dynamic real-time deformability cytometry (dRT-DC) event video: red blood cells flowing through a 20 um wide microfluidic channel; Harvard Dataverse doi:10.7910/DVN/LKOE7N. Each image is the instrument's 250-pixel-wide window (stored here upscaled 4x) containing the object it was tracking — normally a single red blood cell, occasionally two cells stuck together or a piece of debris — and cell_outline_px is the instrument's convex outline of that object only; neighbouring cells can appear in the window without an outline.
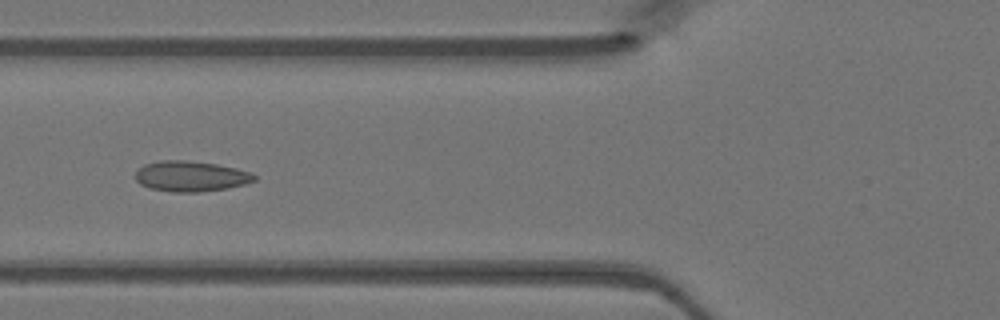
{"species": "Egyptian fruit bat (a non-hibernating species)", "species_latin": "Rousettus aegyptiacus", "temperature_condition": "warm", "stored_images_in_passage": 47, "camera_frame_rate_fps": 3000, "um_per_image_px": 0.085, "animal": {"sex": "female"}, "frame": {"image": 1, "passage_image": 18, "time_ms": 5.667, "image_size_px": [1000, 320], "cell_outline_px": [[256, 180], [244, 184], [228, 188], [196, 192], [172, 192], [148, 188], [140, 184], [136, 180], [136, 172], [144, 164], [160, 160], [184, 160], [216, 164], [236, 168], [252, 172], [256, 176]], "centroid_in_image_um": [16.22, 14.98], "position_along_channel_um": 109.6, "area_um2": 21.15}}
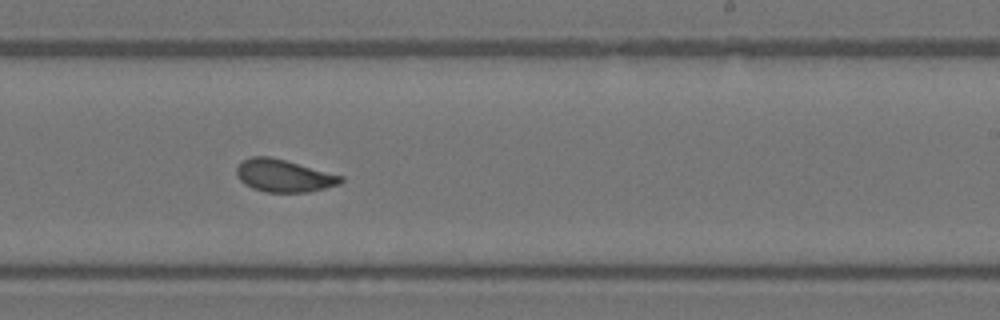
{"frame": {"image": 2, "passage_image": 29, "time_ms": 9.333, "image_size_px": [1000, 320], "cell_outline_px": [[344, 180], [340, 184], [308, 192], [268, 192], [252, 188], [244, 184], [236, 176], [236, 168], [240, 160], [252, 156], [268, 156], [284, 160], [344, 176]], "centroid_in_image_um": [24.09, 14.93], "position_along_channel_um": 264.9, "area_um2": 19.77}}
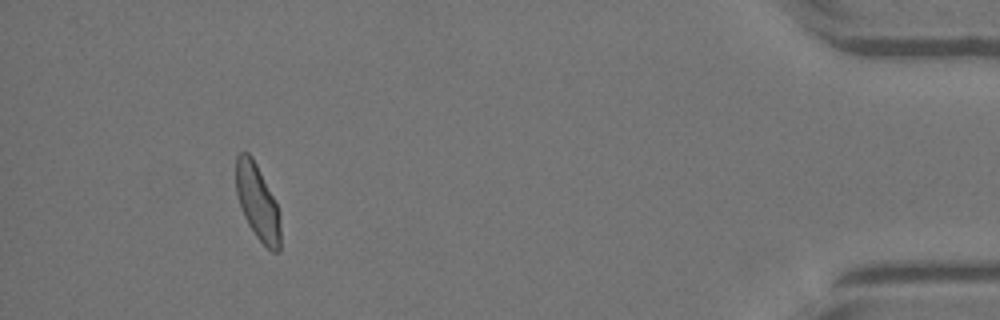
{"frame": {"image": 3, "passage_image": 44, "time_ms": 14.333, "image_size_px": [1000, 320], "cell_outline_px": [[280, 252], [272, 252], [256, 236], [248, 224], [240, 208], [236, 192], [236, 156], [240, 152], [248, 152], [252, 156], [280, 212]], "centroid_in_image_um": [21.88, 17.2], "position_along_channel_um": 413.3, "area_um2": 19.42}}